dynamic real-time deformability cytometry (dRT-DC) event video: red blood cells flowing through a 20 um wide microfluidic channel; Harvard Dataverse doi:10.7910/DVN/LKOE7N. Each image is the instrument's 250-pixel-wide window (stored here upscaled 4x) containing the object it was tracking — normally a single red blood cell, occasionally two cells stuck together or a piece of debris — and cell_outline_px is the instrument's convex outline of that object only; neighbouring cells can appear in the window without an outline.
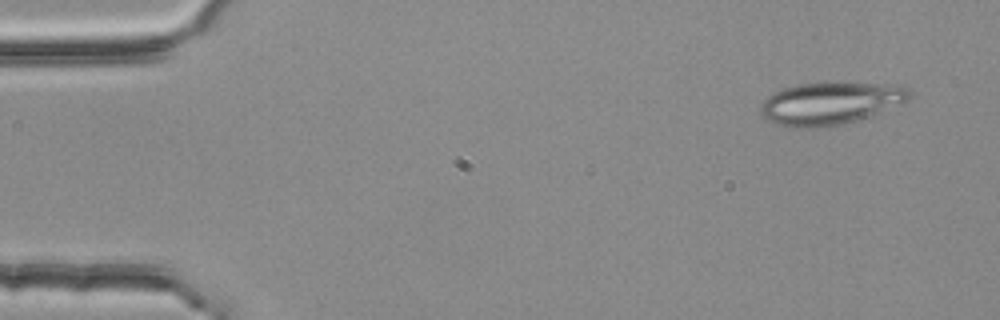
{"species": "common noctule bat (a hibernating species)", "species_latin": "Nyctalus noctula", "temperature_condition": "room temperature", "stored_images_in_passage": 3, "camera_frame_rate_fps": 3000, "um_per_image_px": 0.085, "animal": {"sex": "female", "body_mass_g": 25.1}, "frame": {"image": 1, "passage_image": 1, "time_ms": 0.0, "image_size_px": [1000, 320], "cell_outline_px": [[908, 100], [868, 116], [856, 120], [836, 124], [808, 128], [788, 128], [776, 124], [768, 120], [760, 112], [760, 104], [772, 92], [796, 84], [840, 80], [908, 84]], "centroid_in_image_um": [70.58, 8.71], "position_along_channel_um": 14.4, "area_um2": 37.63}}